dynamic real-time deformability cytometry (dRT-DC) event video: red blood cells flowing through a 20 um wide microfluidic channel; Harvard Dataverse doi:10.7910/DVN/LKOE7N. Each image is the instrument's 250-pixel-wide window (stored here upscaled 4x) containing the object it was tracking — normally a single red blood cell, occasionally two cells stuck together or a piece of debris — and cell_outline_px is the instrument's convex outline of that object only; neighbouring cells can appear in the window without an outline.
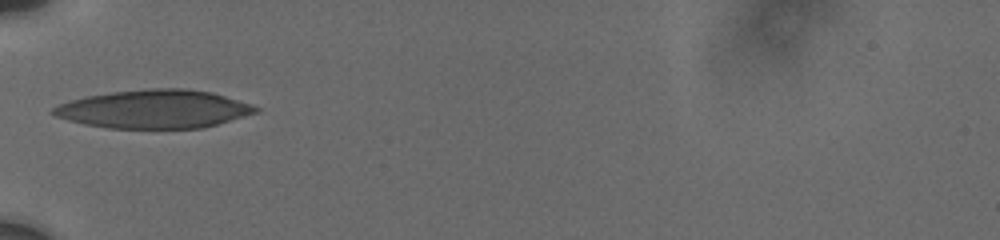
{"species": "human", "species_latin": "Homo sapiens", "temperature_condition": "cold", "stored_images_in_passage": 10, "camera_frame_rate_fps": 3000, "um_per_image_px": 0.085, "donor": {"sex": "male"}, "frame": {"image": 1, "passage_image": 1, "time_ms": 0.0, "image_size_px": [1000, 240], "cell_outline_px": [[260, 112], [216, 124], [200, 128], [108, 128], [84, 124], [68, 120], [56, 116], [48, 112], [52, 108], [60, 104], [72, 100], [88, 96], [112, 92], [152, 88], [184, 88], [212, 92], [252, 104], [260, 108]], "centroid_in_image_um": [13.12, 9.27], "position_along_channel_um": 71.9, "area_um2": 45.14}}
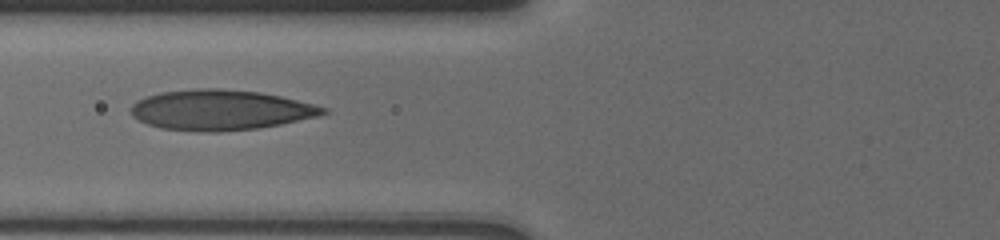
{"frame": {"image": 2, "passage_image": 4, "time_ms": 1.0, "image_size_px": [1000, 240], "cell_outline_px": [[328, 112], [320, 116], [260, 128], [220, 132], [204, 132], [160, 128], [148, 124], [132, 116], [132, 104], [136, 100], [160, 92], [196, 88], [220, 88], [260, 92], [280, 96], [328, 108]], "centroid_in_image_um": [18.74, 9.35], "position_along_channel_um": 107.1, "area_um2": 45.2}}